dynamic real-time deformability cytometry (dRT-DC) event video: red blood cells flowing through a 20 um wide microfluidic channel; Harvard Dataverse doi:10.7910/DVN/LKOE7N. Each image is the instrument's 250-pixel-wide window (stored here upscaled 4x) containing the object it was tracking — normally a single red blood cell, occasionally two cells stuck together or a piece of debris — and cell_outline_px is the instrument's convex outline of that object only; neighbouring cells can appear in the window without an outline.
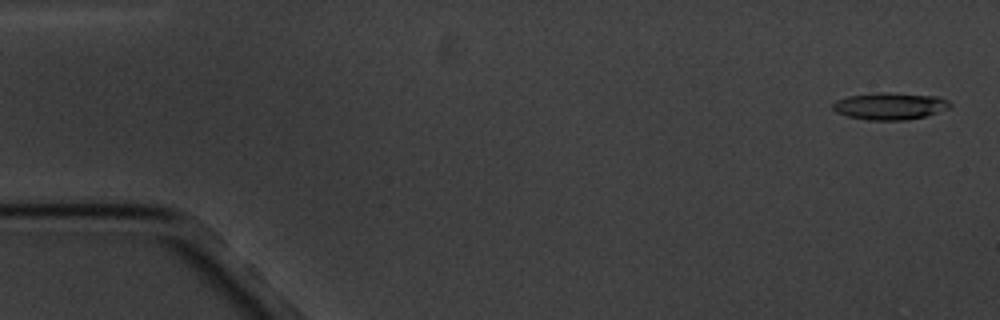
{"species": "common noctule bat (a hibernating species)", "species_latin": "Nyctalus noctula", "temperature_condition": "cold", "stored_images_in_passage": 4, "camera_frame_rate_fps": 3000, "um_per_image_px": 0.085, "animal": {"sex": "male", "body_mass_g": 20.1, "forearm_length_mm": 53.5}, "frame": {"image": 1, "passage_image": 1, "time_ms": 0.0, "image_size_px": [1000, 320], "cell_outline_px": [[952, 104], [948, 108], [924, 116], [908, 120], [868, 120], [848, 116], [836, 112], [832, 108], [832, 104], [836, 100], [848, 96], [872, 92], [888, 92], [940, 96], [948, 100]], "centroid_in_image_um": [75.63, 9.0], "position_along_channel_um": 9.4, "area_um2": 18.61}}
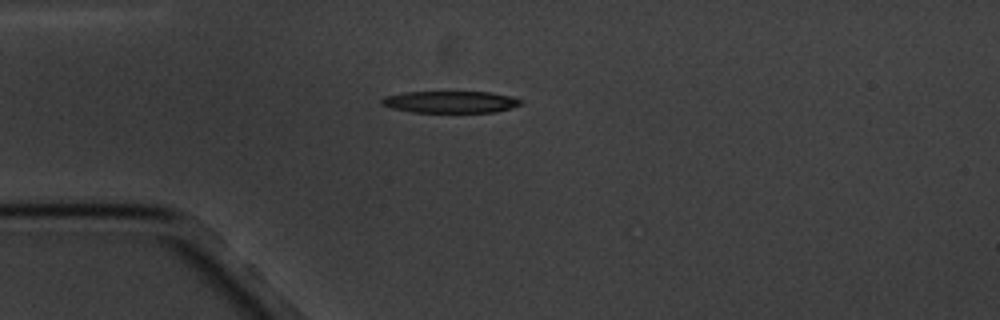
{"frame": {"image": 2, "passage_image": 4, "time_ms": 4.333, "image_size_px": [1000, 320], "cell_outline_px": [[524, 100], [520, 104], [496, 112], [412, 112], [392, 108], [380, 104], [380, 100], [384, 96], [404, 92], [488, 92], [512, 96]], "centroid_in_image_um": [38.25, 8.66], "position_along_channel_um": 46.7, "area_um2": 17.69}}